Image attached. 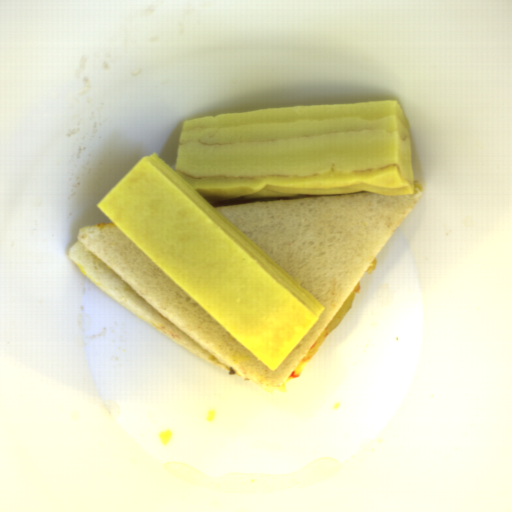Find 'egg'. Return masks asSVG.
<instances>
[{
  "label": "egg",
  "mask_w": 512,
  "mask_h": 512,
  "mask_svg": "<svg viewBox=\"0 0 512 512\" xmlns=\"http://www.w3.org/2000/svg\"><path fill=\"white\" fill-rule=\"evenodd\" d=\"M360 291L361 285L359 280L358 283L353 288V290L347 296L345 301L342 303L340 308L337 310V312L334 314V316L331 318V320L328 322V324L325 326V328L322 330V332L319 334L317 339L314 341V343L311 345V347L308 349V351L305 353V355L302 357V359L299 361V363L296 365L292 372H294L296 375H299L304 369V367L307 365V363L315 357L320 347L322 346L323 342L327 338L328 334L341 324V322L343 321V319L345 318V316L347 315V313L354 304L356 293H360Z\"/></svg>",
  "instance_id": "1"
},
{
  "label": "egg",
  "mask_w": 512,
  "mask_h": 512,
  "mask_svg": "<svg viewBox=\"0 0 512 512\" xmlns=\"http://www.w3.org/2000/svg\"><path fill=\"white\" fill-rule=\"evenodd\" d=\"M378 267V263H377V260L376 258L374 259V261L371 263V265L369 266V268L366 270L365 273H374L376 271Z\"/></svg>",
  "instance_id": "2"
},
{
  "label": "egg",
  "mask_w": 512,
  "mask_h": 512,
  "mask_svg": "<svg viewBox=\"0 0 512 512\" xmlns=\"http://www.w3.org/2000/svg\"><path fill=\"white\" fill-rule=\"evenodd\" d=\"M291 379L294 378H287V380L278 388L280 392H286V384L290 382Z\"/></svg>",
  "instance_id": "3"
}]
</instances>
